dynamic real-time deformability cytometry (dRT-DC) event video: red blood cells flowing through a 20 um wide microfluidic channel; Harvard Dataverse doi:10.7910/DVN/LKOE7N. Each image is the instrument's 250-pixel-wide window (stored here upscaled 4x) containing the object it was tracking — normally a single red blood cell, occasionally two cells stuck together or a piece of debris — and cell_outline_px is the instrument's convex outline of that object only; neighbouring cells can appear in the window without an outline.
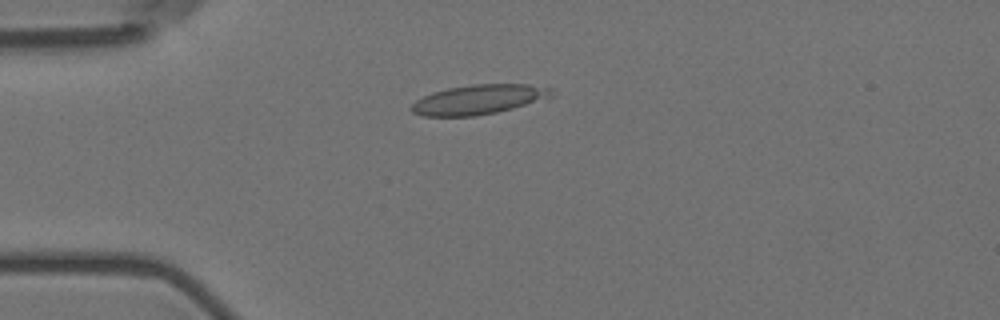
{"species": "Egyptian fruit bat (a non-hibernating species)", "species_latin": "Rousettus aegyptiacus", "temperature_condition": "room temperature", "stored_images_in_passage": 4, "camera_frame_rate_fps": 3000, "um_per_image_px": 0.085, "animal": {"sex": "female"}, "frame": {"image": 1, "passage_image": 2, "time_ms": 0.333, "image_size_px": [1000, 320], "cell_outline_px": [[556, 96], [512, 108], [496, 112], [476, 116], [424, 116], [412, 112], [408, 108], [416, 100], [432, 92], [448, 88], [472, 84], [528, 84], [552, 88]], "centroid_in_image_um": [40.7, 8.45], "position_along_channel_um": 44.3, "area_um2": 24.28}}